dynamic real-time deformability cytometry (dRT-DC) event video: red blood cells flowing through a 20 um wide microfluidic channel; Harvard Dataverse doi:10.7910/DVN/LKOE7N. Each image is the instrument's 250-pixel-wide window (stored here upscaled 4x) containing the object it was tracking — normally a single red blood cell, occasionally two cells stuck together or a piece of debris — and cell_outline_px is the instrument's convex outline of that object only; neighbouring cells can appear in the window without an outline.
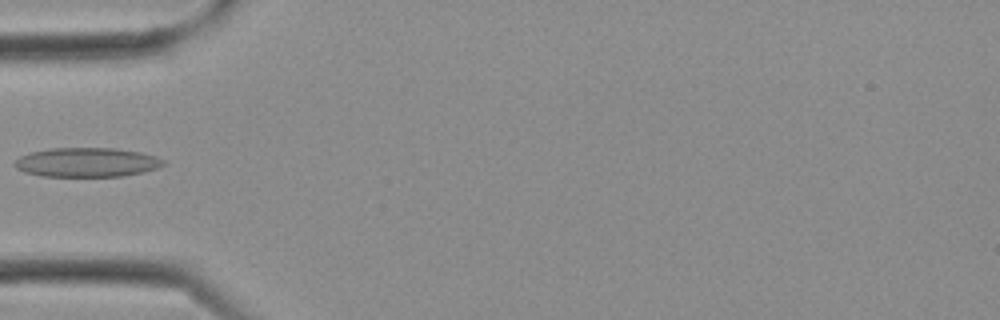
{"species": "Egyptian fruit bat (a non-hibernating species)", "species_latin": "Rousettus aegyptiacus", "temperature_condition": "cold", "stored_images_in_passage": 11, "camera_frame_rate_fps": 3000, "um_per_image_px": 0.085, "frame": {"image": 1, "passage_image": 3, "time_ms": 0.667, "image_size_px": [1000, 320], "cell_outline_px": [[164, 164], [156, 168], [144, 172], [124, 176], [40, 176], [24, 172], [16, 168], [12, 164], [20, 156], [28, 152], [48, 148], [116, 148], [140, 152], [156, 156], [164, 160]], "centroid_in_image_um": [7.34, 13.79], "position_along_channel_um": 77.7, "area_um2": 25.55}}
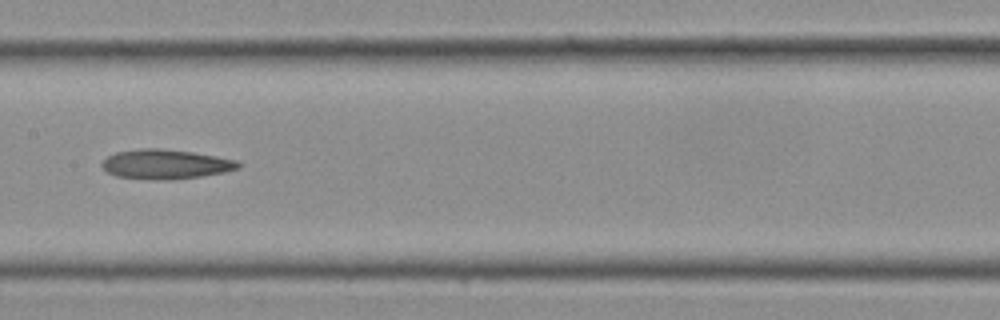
{"frame": {"image": 2, "passage_image": 8, "time_ms": 2.333, "image_size_px": [1000, 320], "cell_outline_px": [[240, 168], [224, 172], [200, 176], [172, 180], [168, 180], [116, 176], [108, 172], [100, 164], [108, 156], [116, 152], [140, 148], [160, 148], [192, 152], [216, 156], [236, 160], [240, 164]], "centroid_in_image_um": [14.08, 13.95], "position_along_channel_um": 193.3, "area_um2": 23.24}}
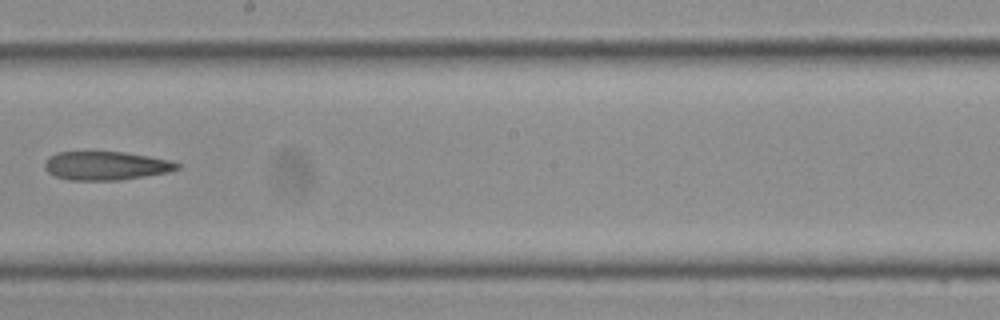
{"frame": {"image": 3, "passage_image": 10, "time_ms": 3.0, "image_size_px": [1000, 320], "cell_outline_px": [[180, 168], [168, 172], [120, 180], [68, 180], [56, 176], [48, 172], [44, 168], [44, 164], [48, 156], [56, 152], [124, 152], [172, 160], [180, 164]], "centroid_in_image_um": [9.0, 14.08], "position_along_channel_um": 239.2, "area_um2": 22.14}}